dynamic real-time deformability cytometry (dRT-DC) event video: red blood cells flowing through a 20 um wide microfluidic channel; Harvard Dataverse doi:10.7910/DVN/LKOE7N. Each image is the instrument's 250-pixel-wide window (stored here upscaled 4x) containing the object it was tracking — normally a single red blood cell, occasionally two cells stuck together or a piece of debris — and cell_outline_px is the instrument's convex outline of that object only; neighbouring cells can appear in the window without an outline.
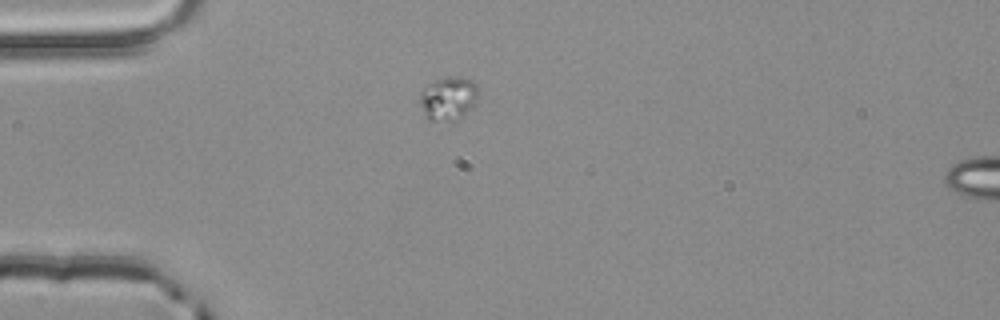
{"species": "common noctule bat (a hibernating species)", "species_latin": "Nyctalus noctula", "temperature_condition": "room temperature", "stored_images_in_passage": 2, "segment_of_instrument_passage": [1, 2], "camera_frame_rate_fps": 3000, "um_per_image_px": 0.085, "animal": {"sex": "male", "body_mass_g": 20.4}, "frame": {"image": 1, "passage_image": 1, "time_ms": 0.0, "image_size_px": [1000, 320], "cell_outline_px": [[480, 88], [472, 104], [464, 116], [456, 120], [428, 120], [424, 112], [420, 100], [420, 92], [432, 80], [444, 76], [464, 76], [472, 80]], "centroid_in_image_um": [38.11, 8.3], "position_along_channel_um": 46.9, "area_um2": 14.85}}